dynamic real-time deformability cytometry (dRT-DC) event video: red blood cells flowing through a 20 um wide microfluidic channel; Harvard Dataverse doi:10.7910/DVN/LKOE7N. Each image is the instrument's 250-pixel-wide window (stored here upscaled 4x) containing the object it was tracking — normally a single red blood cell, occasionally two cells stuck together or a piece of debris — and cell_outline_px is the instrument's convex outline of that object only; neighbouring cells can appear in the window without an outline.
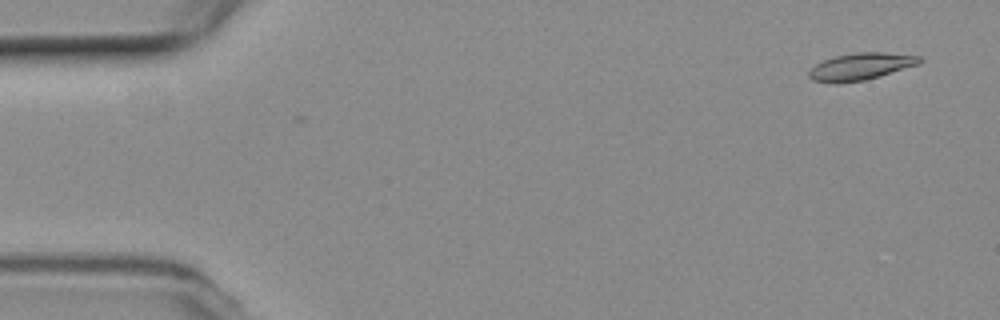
{"species": "common noctule bat (a hibernating species)", "species_latin": "Nyctalus noctula", "temperature_condition": "room temperature", "stored_images_in_passage": 3, "camera_frame_rate_fps": 3000, "um_per_image_px": 0.085, "animal": {"sex": "female", "body_mass_g": 19.3, "forearm_length_mm": 54.1}, "frame": {"image": 1, "passage_image": 1, "time_ms": 0.0, "image_size_px": [1000, 320], "cell_outline_px": [[924, 60], [920, 64], [880, 76], [864, 80], [840, 84], [832, 84], [812, 80], [808, 76], [808, 72], [816, 64], [824, 60], [836, 56], [856, 52], [884, 52], [920, 56]], "centroid_in_image_um": [73.17, 5.66], "position_along_channel_um": 11.8, "area_um2": 17.63}}